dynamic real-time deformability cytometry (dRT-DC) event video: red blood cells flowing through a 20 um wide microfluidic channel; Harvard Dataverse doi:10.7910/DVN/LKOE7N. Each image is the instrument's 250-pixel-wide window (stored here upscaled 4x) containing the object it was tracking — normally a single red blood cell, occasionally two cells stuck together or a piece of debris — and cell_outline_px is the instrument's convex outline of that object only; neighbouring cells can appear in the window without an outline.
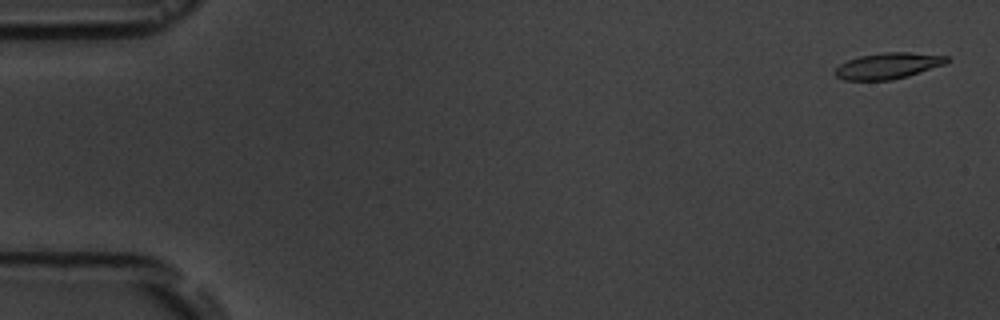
{"species": "common noctule bat (a hibernating species)", "species_latin": "Nyctalus noctula", "temperature_condition": "room temperature", "stored_images_in_passage": 5, "camera_frame_rate_fps": 3000, "um_per_image_px": 0.085, "animal": {"sex": "male", "body_mass_g": 19.5, "forearm_length_mm": 54.6}, "frame": {"image": 1, "passage_image": 1, "time_ms": 0.0, "image_size_px": [1000, 320], "cell_outline_px": [[952, 60], [944, 64], [908, 76], [892, 80], [844, 80], [836, 76], [836, 68], [840, 64], [848, 60], [860, 56], [884, 52], [908, 52], [948, 56]], "centroid_in_image_um": [75.51, 5.59], "position_along_channel_um": 9.5, "area_um2": 16.88}}
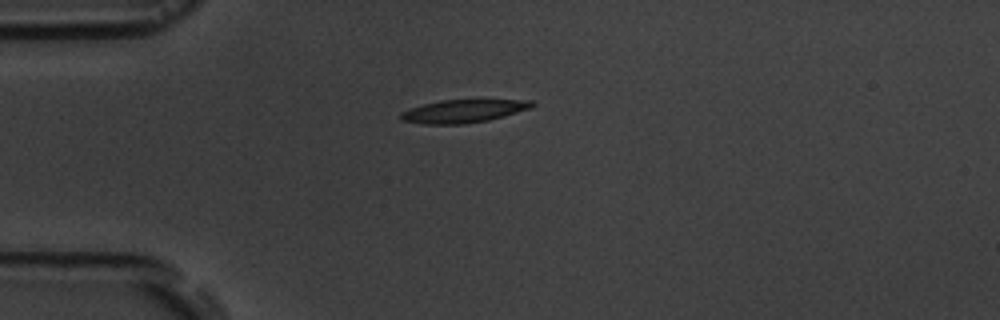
{"frame": {"image": 2, "passage_image": 4, "time_ms": 4.333, "image_size_px": [1000, 320], "cell_outline_px": [[536, 104], [532, 108], [504, 116], [488, 120], [464, 124], [424, 124], [400, 120], [400, 112], [408, 108], [440, 100], [532, 100]], "centroid_in_image_um": [39.38, 9.44], "position_along_channel_um": 45.6, "area_um2": 17.69}}